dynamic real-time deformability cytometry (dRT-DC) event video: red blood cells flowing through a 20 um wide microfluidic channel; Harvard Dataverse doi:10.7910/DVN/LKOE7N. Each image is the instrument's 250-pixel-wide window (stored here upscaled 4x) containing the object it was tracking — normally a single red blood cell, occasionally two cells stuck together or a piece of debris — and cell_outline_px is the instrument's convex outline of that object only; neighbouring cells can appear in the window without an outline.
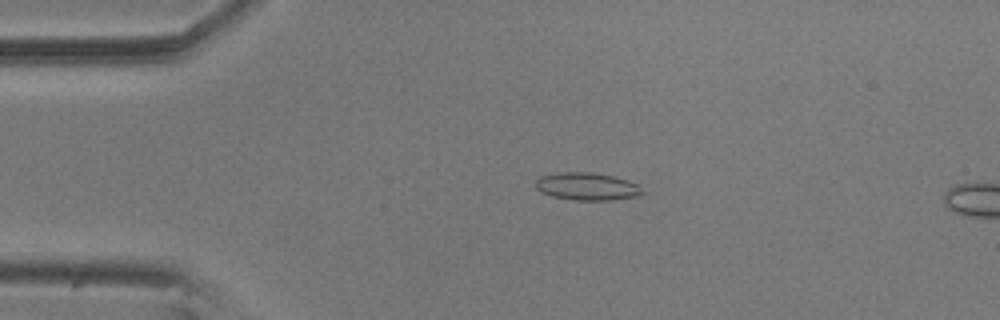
{"species": "common noctule bat (a hibernating species)", "species_latin": "Nyctalus noctula", "temperature_condition": "room temperature", "stored_images_in_passage": 15, "camera_frame_rate_fps": 3000, "um_per_image_px": 0.085, "animal": {"sex": "male", "body_mass_g": 20.5, "forearm_length_mm": 52.5}, "frame": {"image": 1, "passage_image": 11, "time_ms": 3.333, "image_size_px": [1000, 320], "cell_outline_px": [[644, 192], [636, 196], [612, 200], [572, 200], [552, 196], [540, 192], [536, 188], [536, 180], [540, 176], [556, 172], [592, 172], [612, 176], [628, 180], [640, 184]], "centroid_in_image_um": [49.89, 15.84], "position_along_channel_um": 35.1, "area_um2": 17.34}}